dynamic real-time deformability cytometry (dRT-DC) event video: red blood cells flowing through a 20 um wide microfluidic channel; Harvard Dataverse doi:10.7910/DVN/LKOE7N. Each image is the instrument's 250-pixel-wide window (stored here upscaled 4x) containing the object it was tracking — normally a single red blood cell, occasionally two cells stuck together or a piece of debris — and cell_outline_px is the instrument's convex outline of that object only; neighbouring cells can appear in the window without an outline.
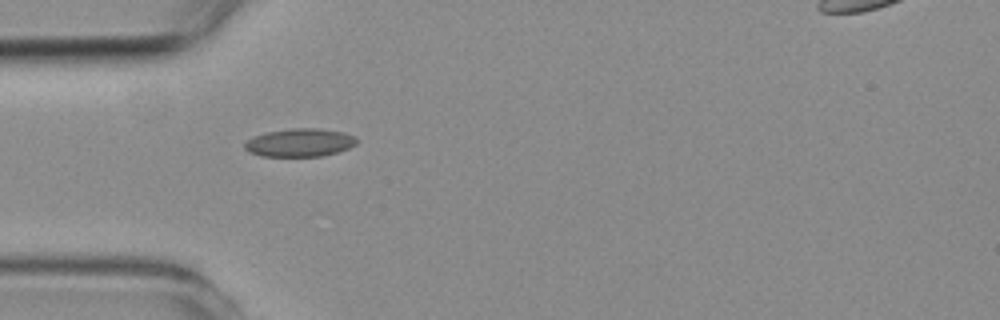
{"species": "common noctule bat (a hibernating species)", "species_latin": "Nyctalus noctula", "temperature_condition": "room temperature", "stored_images_in_passage": 3, "camera_frame_rate_fps": 3000, "um_per_image_px": 0.085, "animal": {"sex": "female", "body_mass_g": 19.3, "forearm_length_mm": 54.1}, "frame": {"image": 1, "passage_image": 1, "time_ms": 0.0, "image_size_px": [1000, 320], "cell_outline_px": [[356, 144], [348, 148], [324, 156], [260, 156], [248, 152], [244, 148], [244, 144], [252, 136], [268, 132], [292, 128], [316, 128], [344, 132], [356, 136]], "centroid_in_image_um": [25.47, 12.12], "position_along_channel_um": 59.5, "area_um2": 18.38}}
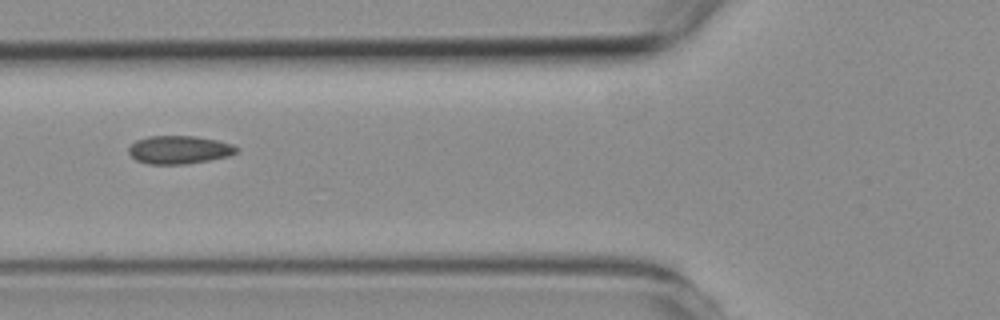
{"frame": {"image": 2, "passage_image": 2, "time_ms": 1.333, "image_size_px": [1000, 320], "cell_outline_px": [[240, 148], [236, 152], [228, 156], [208, 160], [184, 164], [148, 164], [136, 160], [128, 152], [128, 148], [136, 140], [148, 136], [196, 136], [216, 140], [232, 144]], "centroid_in_image_um": [15.22, 12.72], "position_along_channel_um": 110.6, "area_um2": 17.63}}
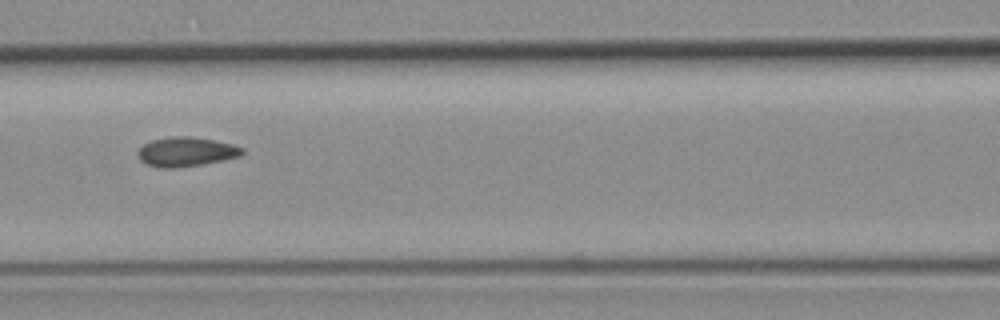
{"frame": {"image": 3, "passage_image": 3, "time_ms": 2.333, "image_size_px": [1000, 320], "cell_outline_px": [[244, 152], [240, 156], [224, 160], [204, 164], [176, 168], [160, 168], [148, 164], [140, 160], [136, 152], [144, 144], [152, 140], [176, 136], [188, 136], [212, 140], [232, 144], [244, 148]], "centroid_in_image_um": [15.82, 12.91], "position_along_channel_um": 150.8, "area_um2": 17.8}}